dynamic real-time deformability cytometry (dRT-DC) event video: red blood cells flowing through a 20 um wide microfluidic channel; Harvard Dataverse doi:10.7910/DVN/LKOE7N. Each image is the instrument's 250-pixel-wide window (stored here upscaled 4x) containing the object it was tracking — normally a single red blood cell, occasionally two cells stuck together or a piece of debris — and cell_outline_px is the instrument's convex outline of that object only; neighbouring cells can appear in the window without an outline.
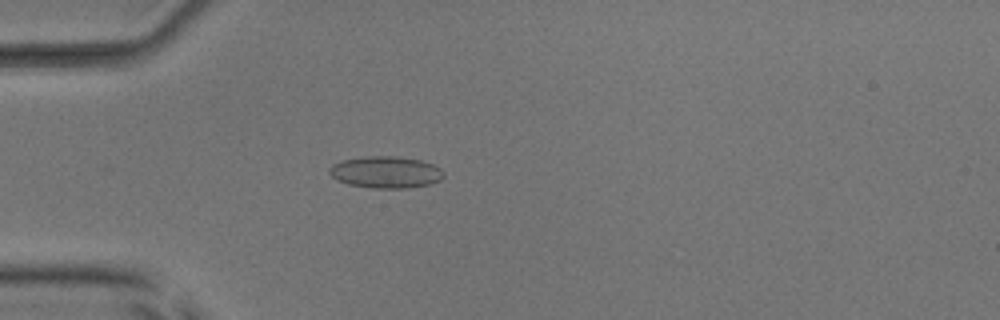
{"species": "common noctule bat (a hibernating species)", "species_latin": "Nyctalus noctula", "temperature_condition": "room temperature", "stored_images_in_passage": 11, "camera_frame_rate_fps": 3000, "um_per_image_px": 0.085, "animal": {"sex": "male", "body_mass_g": 17.9, "forearm_length_mm": 54.2}, "frame": {"image": 1, "passage_image": 6, "time_ms": 1.667, "image_size_px": [1000, 320], "cell_outline_px": [[444, 176], [440, 180], [428, 184], [408, 188], [372, 188], [348, 184], [336, 180], [328, 172], [328, 168], [332, 164], [344, 160], [364, 156], [392, 156], [420, 160], [432, 164], [440, 168], [444, 172]], "centroid_in_image_um": [32.76, 14.64], "position_along_channel_um": 52.2, "area_um2": 21.15}}
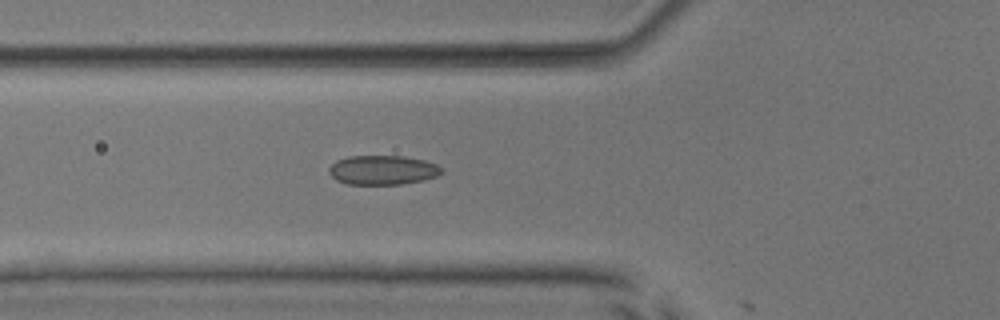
{"frame": {"image": 2, "passage_image": 10, "time_ms": 3.0, "image_size_px": [1000, 320], "cell_outline_px": [[444, 168], [436, 176], [424, 180], [400, 184], [348, 184], [336, 180], [328, 172], [328, 168], [336, 160], [348, 156], [404, 156], [424, 160], [436, 164]], "centroid_in_image_um": [32.51, 14.45], "position_along_channel_um": 93.3, "area_um2": 19.25}}